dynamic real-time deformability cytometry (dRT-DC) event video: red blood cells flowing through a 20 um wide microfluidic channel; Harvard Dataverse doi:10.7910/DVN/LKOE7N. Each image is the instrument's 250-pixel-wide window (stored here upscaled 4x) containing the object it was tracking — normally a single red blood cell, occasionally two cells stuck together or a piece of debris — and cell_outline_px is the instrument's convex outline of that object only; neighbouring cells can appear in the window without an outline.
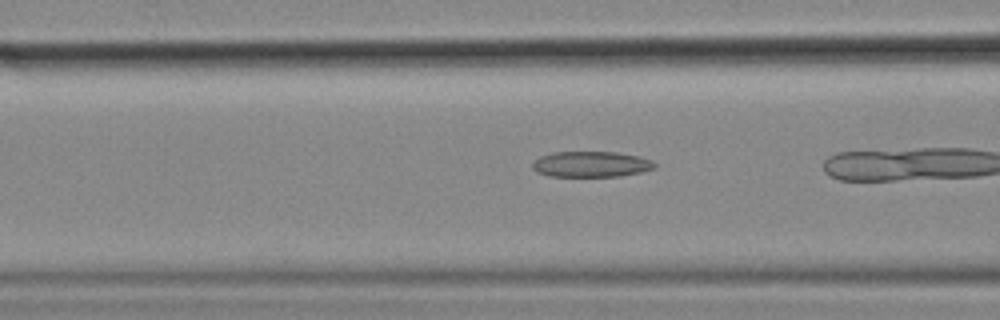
{"species": "common noctule bat (a hibernating species)", "species_latin": "Nyctalus noctula", "temperature_condition": "cold", "stored_images_in_passage": 21, "camera_frame_rate_fps": 3000, "um_per_image_px": 0.085, "animal": {"sex": "female", "body_mass_g": 18.4}, "frame": {"image": 1, "passage_image": 18, "time_ms": 5.667, "image_size_px": [1000, 320], "cell_outline_px": [[656, 168], [640, 172], [620, 176], [548, 176], [536, 172], [532, 168], [532, 164], [540, 156], [552, 152], [616, 152], [640, 156], [652, 160], [656, 164]], "centroid_in_image_um": [50.25, 13.95], "position_along_channel_um": 116.3, "area_um2": 18.38}}